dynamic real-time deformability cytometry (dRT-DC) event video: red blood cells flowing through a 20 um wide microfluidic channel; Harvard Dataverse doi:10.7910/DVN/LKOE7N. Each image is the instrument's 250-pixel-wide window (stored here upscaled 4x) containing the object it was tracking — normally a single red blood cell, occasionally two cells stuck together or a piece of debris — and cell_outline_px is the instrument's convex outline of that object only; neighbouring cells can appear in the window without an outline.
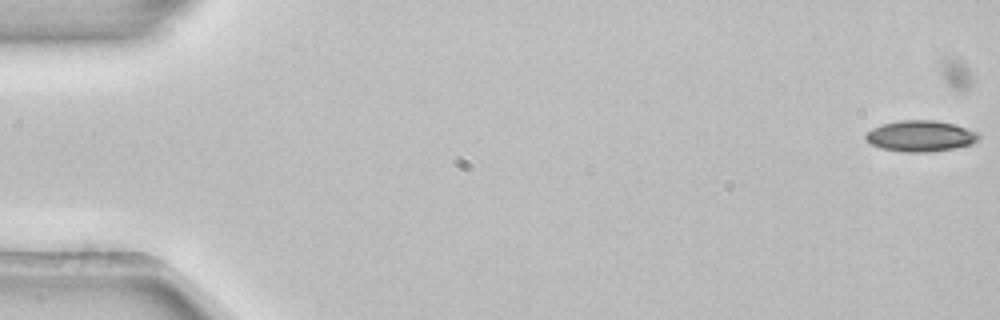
{"species": "common noctule bat (a hibernating species)", "species_latin": "Nyctalus noctula", "temperature_condition": "room temperature", "stored_images_in_passage": 5, "camera_frame_rate_fps": 3000, "um_per_image_px": 0.085, "animal": {"sex": "female", "body_mass_g": 22.7, "forearm_length_mm": 54.2}, "frame": {"image": 1, "passage_image": 1, "time_ms": 0.0, "image_size_px": [1000, 320], "cell_outline_px": [[980, 136], [972, 144], [952, 148], [928, 152], [904, 152], [880, 148], [872, 144], [864, 136], [872, 128], [880, 124], [900, 120], [932, 120], [952, 124], [976, 132]], "centroid_in_image_um": [78.19, 11.56], "position_along_channel_um": 6.8, "area_um2": 20.11}}
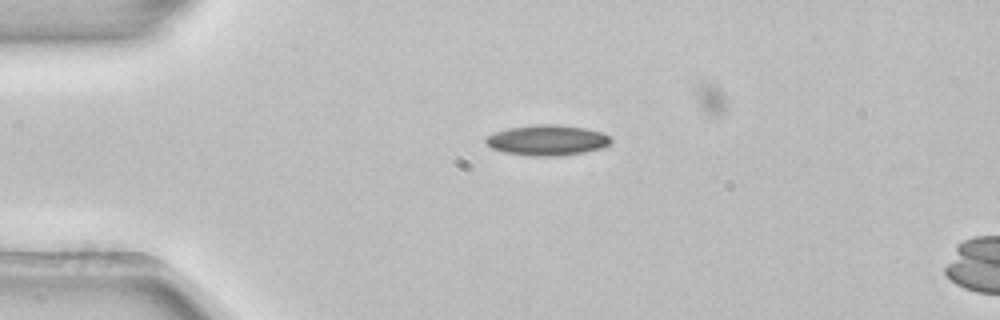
{"frame": {"image": 2, "passage_image": 4, "time_ms": 1.0, "image_size_px": [1000, 320], "cell_outline_px": [[612, 140], [604, 148], [584, 152], [560, 156], [528, 156], [504, 152], [492, 148], [484, 140], [484, 136], [508, 128], [536, 124], [556, 124], [584, 128], [600, 132], [608, 136]], "centroid_in_image_um": [46.49, 11.92], "position_along_channel_um": 38.5, "area_um2": 22.25}}